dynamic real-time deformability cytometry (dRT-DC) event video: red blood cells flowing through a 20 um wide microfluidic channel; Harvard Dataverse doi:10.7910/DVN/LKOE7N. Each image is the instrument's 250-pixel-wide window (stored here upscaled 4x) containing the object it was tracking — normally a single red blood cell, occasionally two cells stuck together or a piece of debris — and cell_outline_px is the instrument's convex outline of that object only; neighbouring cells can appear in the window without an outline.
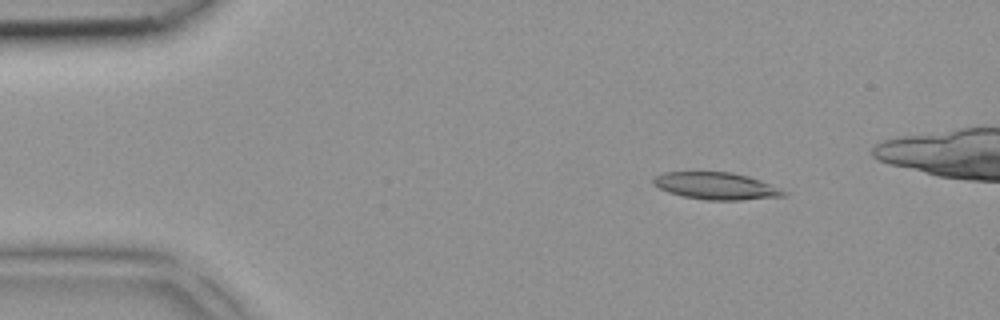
{"species": "common noctule bat (a hibernating species)", "species_latin": "Nyctalus noctula", "temperature_condition": "room temperature", "stored_images_in_passage": 5, "camera_frame_rate_fps": 3000, "um_per_image_px": 0.085, "animal": {"sex": "female", "body_mass_g": 18.4}, "frame": {"image": 1, "passage_image": 3, "time_ms": 0.667, "image_size_px": [1000, 320], "cell_outline_px": [[788, 196], [740, 200], [704, 200], [684, 196], [668, 192], [652, 184], [652, 180], [656, 176], [664, 172], [732, 172], [748, 176], [760, 180], [788, 192]], "centroid_in_image_um": [60.89, 15.81], "position_along_channel_um": 24.1, "area_um2": 20.58}}